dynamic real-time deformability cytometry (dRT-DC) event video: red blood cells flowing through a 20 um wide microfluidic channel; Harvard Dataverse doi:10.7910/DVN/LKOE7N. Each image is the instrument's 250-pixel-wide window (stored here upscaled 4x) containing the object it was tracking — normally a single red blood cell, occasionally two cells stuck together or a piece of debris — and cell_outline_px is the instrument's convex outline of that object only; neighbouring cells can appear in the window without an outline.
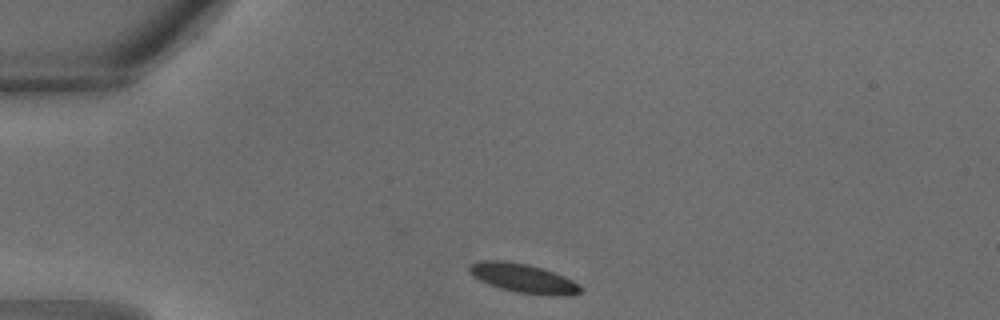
{"species": "common noctule bat (a hibernating species)", "species_latin": "Nyctalus noctula", "temperature_condition": "warm", "stored_images_in_passage": 26, "camera_frame_rate_fps": 3000, "um_per_image_px": 0.085, "animal": {"sex": "male", "body_mass_g": 18.8}, "frame": {"image": 1, "passage_image": 1, "time_ms": 0.0, "image_size_px": [1000, 320], "cell_outline_px": [[584, 288], [580, 292], [552, 296], [516, 292], [488, 284], [472, 276], [468, 272], [468, 264], [480, 260], [504, 260], [528, 264], [564, 276], [580, 284]], "centroid_in_image_um": [44.42, 23.63], "position_along_channel_um": 40.6, "area_um2": 18.79}}
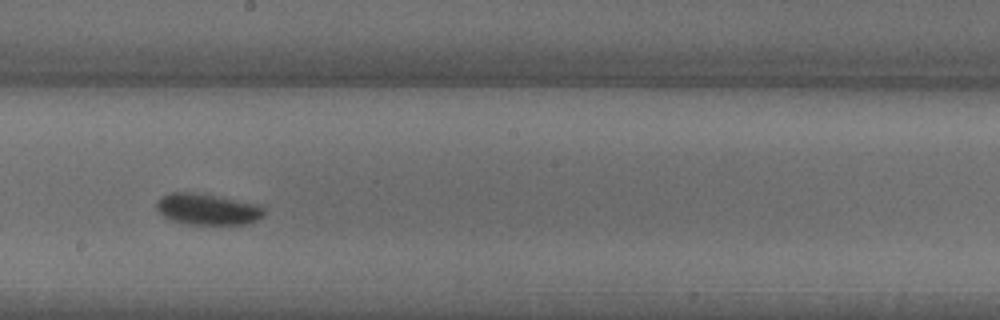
{"frame": {"image": 2, "passage_image": 12, "time_ms": 3.667, "image_size_px": [1000, 320], "cell_outline_px": [[264, 216], [248, 224], [188, 224], [172, 220], [164, 216], [156, 208], [156, 200], [160, 196], [168, 192], [192, 192], [256, 204], [264, 208]], "centroid_in_image_um": [17.59, 17.78], "position_along_channel_um": 230.6, "area_um2": 19.36}}
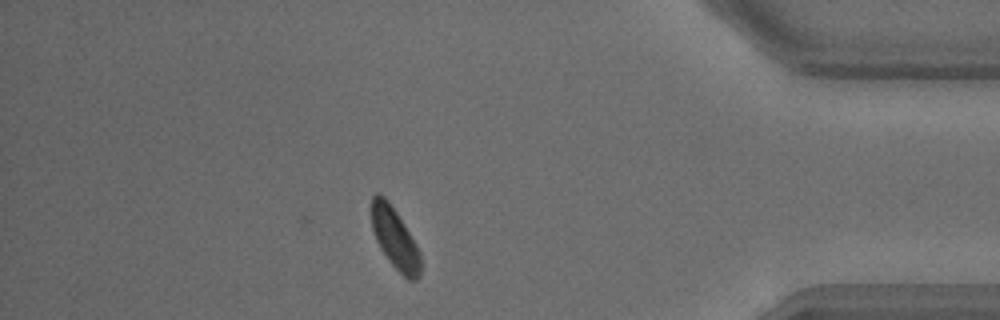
{"frame": {"image": 3, "passage_image": 22, "time_ms": 7.0, "image_size_px": [1000, 320], "cell_outline_px": [[420, 276], [416, 280], [408, 280], [388, 260], [380, 248], [376, 240], [372, 228], [368, 208], [372, 196], [376, 192], [380, 192], [388, 200], [396, 212], [416, 244], [420, 252]], "centroid_in_image_um": [33.5, 20.19], "position_along_channel_um": 401.7, "area_um2": 17.69}}